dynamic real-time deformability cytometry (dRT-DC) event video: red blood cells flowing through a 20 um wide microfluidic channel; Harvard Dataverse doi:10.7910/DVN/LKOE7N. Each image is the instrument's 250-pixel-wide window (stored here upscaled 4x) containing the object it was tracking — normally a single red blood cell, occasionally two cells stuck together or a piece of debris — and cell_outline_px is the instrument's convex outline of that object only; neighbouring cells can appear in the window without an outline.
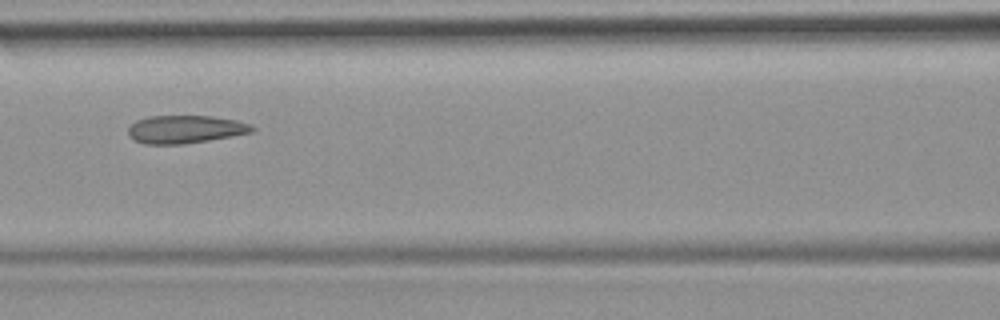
{"species": "common noctule bat (a hibernating species)", "species_latin": "Nyctalus noctula", "temperature_condition": "room temperature", "stored_images_in_passage": 49, "camera_frame_rate_fps": 3000, "um_per_image_px": 0.085, "animal": {"sex": "female", "body_mass_g": 19.9}, "frame": {"image": 1, "passage_image": 22, "time_ms": 7.0, "image_size_px": [1000, 320], "cell_outline_px": [[256, 128], [252, 132], [232, 136], [184, 144], [144, 144], [128, 136], [128, 128], [136, 120], [148, 116], [212, 116], [236, 120], [252, 124]], "centroid_in_image_um": [15.75, 10.98], "position_along_channel_um": 150.8, "area_um2": 20.23}}